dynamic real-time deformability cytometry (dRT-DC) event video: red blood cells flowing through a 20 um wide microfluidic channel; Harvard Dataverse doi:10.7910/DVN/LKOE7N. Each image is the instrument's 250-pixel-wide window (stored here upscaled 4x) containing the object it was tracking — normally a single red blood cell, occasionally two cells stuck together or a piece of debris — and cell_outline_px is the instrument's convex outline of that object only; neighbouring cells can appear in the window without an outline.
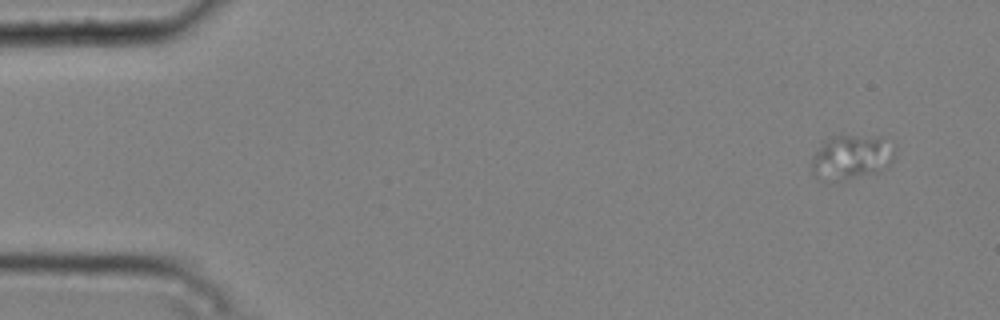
{"species": "common noctule bat (a hibernating species)", "species_latin": "Nyctalus noctula", "temperature_condition": "cold", "stored_images_in_passage": 4, "camera_frame_rate_fps": 3000, "um_per_image_px": 0.085, "animal": {"sex": "male", "body_mass_g": 20.4}, "frame": {"image": 1, "passage_image": 1, "time_ms": 0.0, "image_size_px": [1000, 320], "cell_outline_px": [[896, 148], [892, 160], [888, 168], [876, 172], [844, 180], [820, 180], [812, 172], [812, 160], [816, 152], [824, 140], [832, 136], [880, 136]], "centroid_in_image_um": [72.38, 13.36], "position_along_channel_um": 12.6, "area_um2": 21.5}}
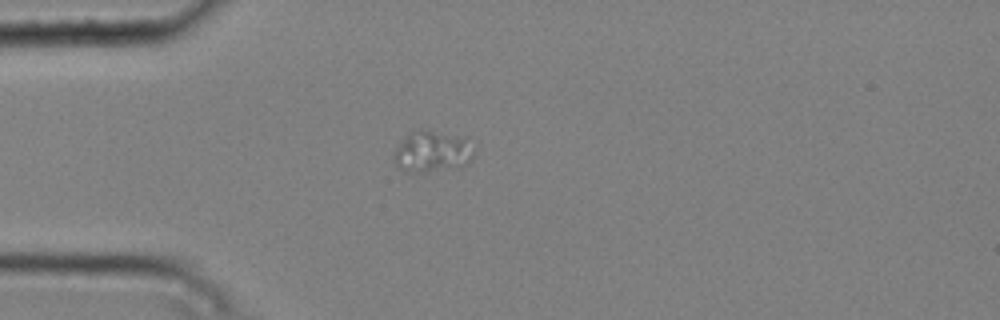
{"frame": {"image": 2, "passage_image": 4, "time_ms": 1.0, "image_size_px": [1000, 320], "cell_outline_px": [[476, 148], [472, 160], [468, 164], [460, 168], [416, 172], [396, 168], [392, 156], [396, 148], [412, 132], [420, 128], [468, 136]], "centroid_in_image_um": [36.85, 12.86], "position_along_channel_um": 48.2, "area_um2": 19.94}}